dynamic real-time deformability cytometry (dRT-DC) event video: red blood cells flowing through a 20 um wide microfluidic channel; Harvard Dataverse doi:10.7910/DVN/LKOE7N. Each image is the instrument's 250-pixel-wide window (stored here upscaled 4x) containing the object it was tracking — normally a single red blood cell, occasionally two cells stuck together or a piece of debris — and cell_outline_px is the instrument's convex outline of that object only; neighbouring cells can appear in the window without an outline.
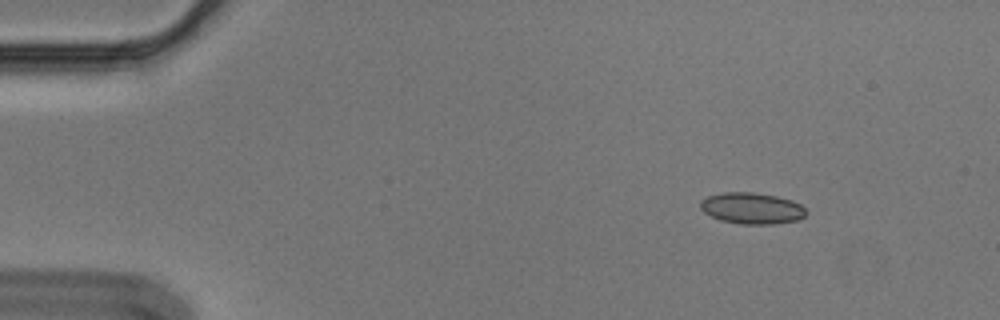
{"species": "Egyptian fruit bat (a non-hibernating species)", "species_latin": "Rousettus aegyptiacus", "temperature_condition": "cold", "stored_images_in_passage": 5, "camera_frame_rate_fps": 3000, "um_per_image_px": 0.085, "animal": {"sex": "male"}, "frame": {"image": 1, "passage_image": 1, "time_ms": 0.0, "image_size_px": [1000, 320], "cell_outline_px": [[808, 212], [800, 220], [772, 224], [740, 224], [720, 220], [704, 212], [700, 208], [700, 200], [708, 196], [724, 192], [752, 192], [776, 196], [792, 200], [800, 204]], "centroid_in_image_um": [63.92, 17.7], "position_along_channel_um": 21.1, "area_um2": 19.36}}
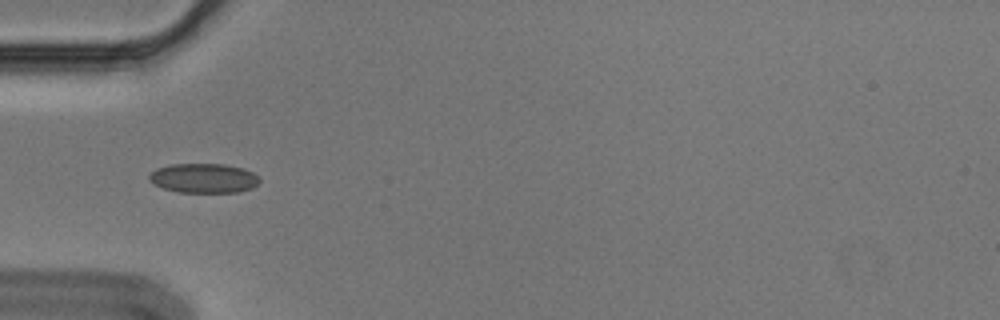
{"frame": {"image": 2, "passage_image": 4, "time_ms": 1.0, "image_size_px": [1000, 320], "cell_outline_px": [[260, 180], [252, 188], [240, 192], [180, 192], [164, 188], [148, 180], [148, 176], [156, 168], [172, 164], [224, 164], [244, 168], [252, 172]], "centroid_in_image_um": [17.31, 15.14], "position_along_channel_um": 67.7, "area_um2": 18.84}}